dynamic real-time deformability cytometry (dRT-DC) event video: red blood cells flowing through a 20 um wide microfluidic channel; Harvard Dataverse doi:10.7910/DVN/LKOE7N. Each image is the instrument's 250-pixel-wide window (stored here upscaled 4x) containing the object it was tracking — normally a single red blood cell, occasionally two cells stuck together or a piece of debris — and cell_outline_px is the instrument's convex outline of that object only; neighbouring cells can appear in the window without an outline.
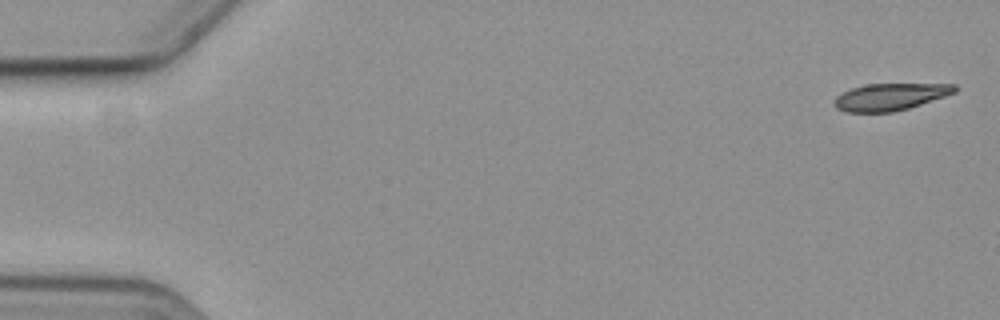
{"species": "common noctule bat (a hibernating species)", "species_latin": "Nyctalus noctula", "temperature_condition": "cold", "stored_images_in_passage": 4, "camera_frame_rate_fps": 3000, "um_per_image_px": 0.085, "animal": {"sex": "female", "body_mass_g": 19.3, "forearm_length_mm": 54.1}, "frame": {"image": 1, "passage_image": 1, "time_ms": 0.0, "image_size_px": [1000, 320], "cell_outline_px": [[956, 92], [908, 108], [892, 112], [848, 112], [836, 108], [832, 104], [836, 96], [852, 88], [868, 84], [956, 84]], "centroid_in_image_um": [75.63, 8.23], "position_along_channel_um": 9.4, "area_um2": 18.73}}